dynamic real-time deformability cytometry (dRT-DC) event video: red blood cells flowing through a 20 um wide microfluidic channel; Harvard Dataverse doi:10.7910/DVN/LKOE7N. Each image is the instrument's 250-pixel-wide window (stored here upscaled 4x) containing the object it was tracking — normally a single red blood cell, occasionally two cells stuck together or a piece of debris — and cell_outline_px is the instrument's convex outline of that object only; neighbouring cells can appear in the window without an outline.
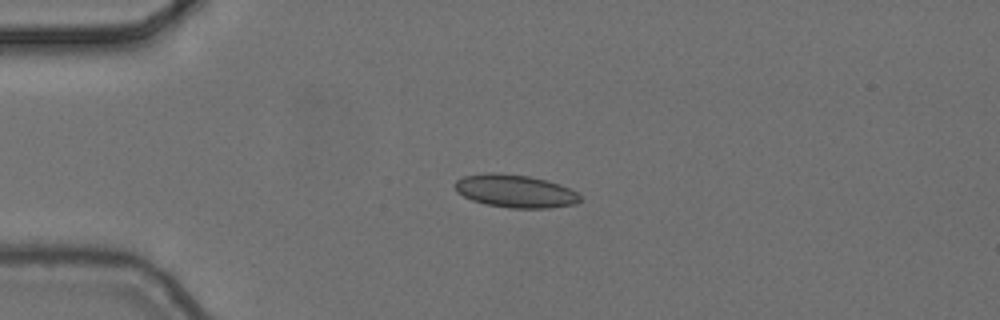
{"species": "common noctule bat (a hibernating species)", "species_latin": "Nyctalus noctula", "temperature_condition": "cold", "stored_images_in_passage": 3, "camera_frame_rate_fps": 3000, "um_per_image_px": 0.085, "animal": {"sex": "female", "body_mass_g": 24.6, "forearm_length_mm": 56.2}, "frame": {"image": 1, "passage_image": 1, "time_ms": 0.0, "image_size_px": [1000, 320], "cell_outline_px": [[580, 200], [576, 204], [548, 208], [512, 208], [488, 204], [472, 200], [456, 192], [452, 184], [456, 180], [464, 176], [484, 172], [496, 172], [528, 176], [560, 184], [576, 192], [580, 196]], "centroid_in_image_um": [43.74, 16.23], "position_along_channel_um": 41.3, "area_um2": 23.99}}
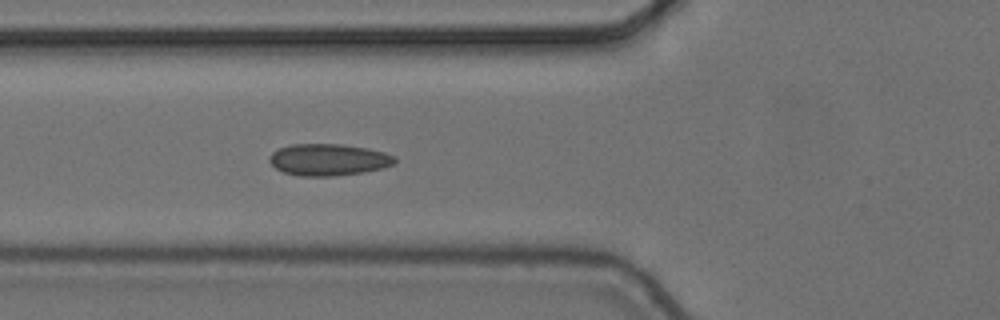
{"frame": {"image": 2, "passage_image": 3, "time_ms": 0.667, "image_size_px": [1000, 320], "cell_outline_px": [[396, 164], [384, 168], [364, 172], [336, 176], [300, 176], [284, 172], [276, 168], [268, 160], [268, 156], [272, 152], [280, 148], [292, 144], [340, 144], [368, 148], [384, 152], [396, 156]], "centroid_in_image_um": [27.95, 13.58], "position_along_channel_um": 97.8, "area_um2": 23.41}}